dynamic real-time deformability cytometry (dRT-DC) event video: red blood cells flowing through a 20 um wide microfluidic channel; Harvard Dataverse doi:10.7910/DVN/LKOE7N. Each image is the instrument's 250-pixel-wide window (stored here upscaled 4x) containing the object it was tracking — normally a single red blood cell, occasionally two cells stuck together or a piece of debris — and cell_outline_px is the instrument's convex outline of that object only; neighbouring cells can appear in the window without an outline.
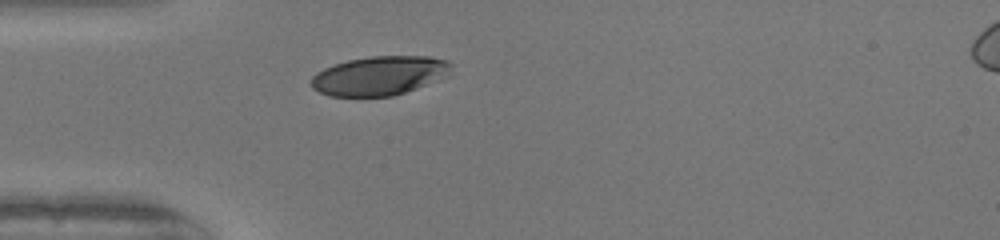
{"species": "human", "species_latin": "Homo sapiens", "temperature_condition": "warm", "stored_images_in_passage": 28, "camera_frame_rate_fps": 3000, "um_per_image_px": 0.085, "donor": {"sex": "female"}, "frame": {"image": 1, "passage_image": 1, "time_ms": 0.0, "image_size_px": [1000, 240], "cell_outline_px": [[452, 64], [448, 76], [416, 88], [392, 96], [328, 96], [312, 88], [308, 80], [316, 72], [324, 68], [348, 60], [372, 56], [428, 56], [448, 60]], "centroid_in_image_um": [32.23, 6.43], "position_along_channel_um": 52.8, "area_um2": 31.96}}
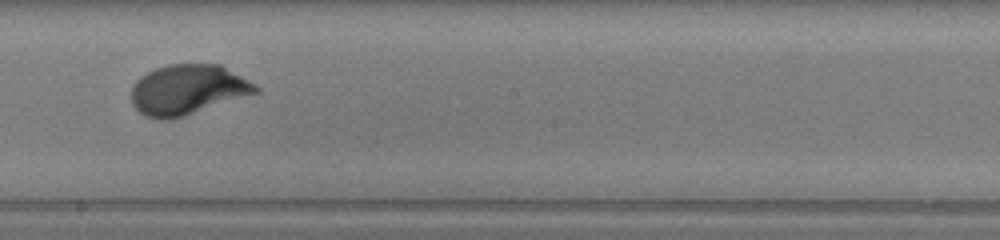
{"frame": {"image": 2, "passage_image": 15, "time_ms": 4.667, "image_size_px": [1000, 240], "cell_outline_px": [[260, 92], [168, 120], [160, 120], [144, 116], [132, 104], [132, 84], [140, 76], [156, 68], [168, 64], [220, 64], [248, 80], [260, 88]], "centroid_in_image_um": [15.93, 7.62], "position_along_channel_um": 232.3, "area_um2": 36.01}}
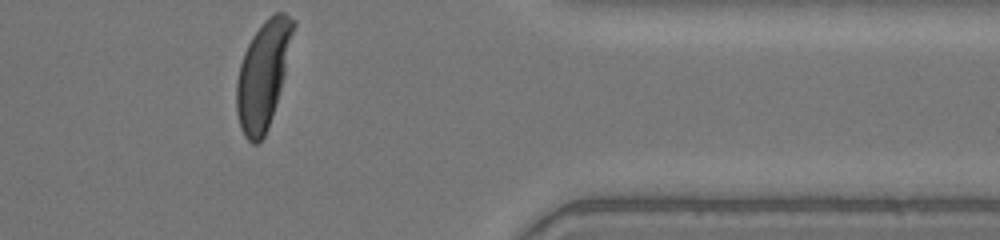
{"frame": {"image": 3, "passage_image": 28, "time_ms": 9.0, "image_size_px": [1000, 240], "cell_outline_px": [[296, 24], [276, 104], [268, 128], [264, 136], [256, 144], [252, 144], [244, 136], [240, 128], [236, 112], [236, 80], [240, 64], [244, 52], [252, 36], [260, 24], [268, 16], [276, 12], [284, 12], [296, 20]], "centroid_in_image_um": [22.34, 6.33], "position_along_channel_um": 389.1, "area_um2": 35.32}, "authors_computed_cell_mechanics": {"area_um2": 35.7204, "velocity_mm_per_s": 4.0592, "shape_relaxation_time_tau1_ms": 1.9998, "shape_relaxation_time_tau2_ms": null, "deformation_change_tau1": 0.1629, "deformation_change_tau2": null}}